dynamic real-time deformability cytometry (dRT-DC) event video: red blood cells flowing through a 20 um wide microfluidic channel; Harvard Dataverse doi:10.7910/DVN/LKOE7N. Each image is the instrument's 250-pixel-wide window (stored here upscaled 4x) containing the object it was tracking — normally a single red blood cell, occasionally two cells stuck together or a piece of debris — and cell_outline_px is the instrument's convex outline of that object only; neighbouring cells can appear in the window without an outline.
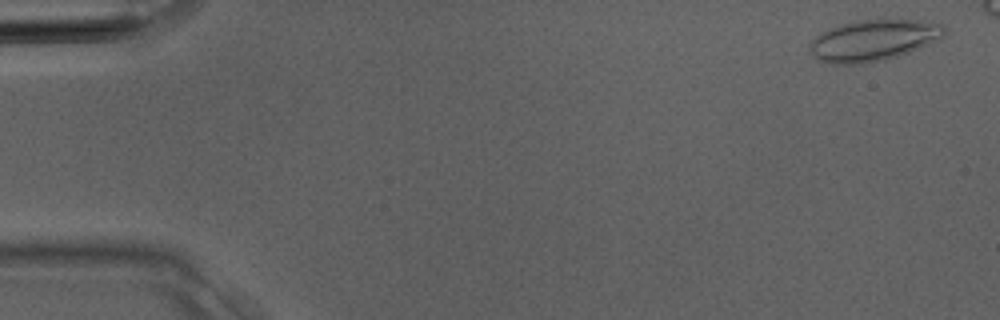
{"species": "Egyptian fruit bat (a non-hibernating species)", "species_latin": "Rousettus aegyptiacus", "temperature_condition": "room temperature", "stored_images_in_passage": 5, "camera_frame_rate_fps": 3000, "um_per_image_px": 0.085, "animal": {"sex": "male"}, "frame": {"image": 1, "passage_image": 1, "time_ms": 0.0, "image_size_px": [1000, 320], "cell_outline_px": [[948, 28], [944, 36], [940, 40], [908, 52], [896, 56], [880, 60], [860, 64], [832, 64], [820, 60], [812, 56], [808, 48], [812, 40], [820, 32], [844, 24], [860, 20], [916, 20], [944, 24]], "centroid_in_image_um": [74.26, 3.43], "position_along_channel_um": 10.7, "area_um2": 32.14}}